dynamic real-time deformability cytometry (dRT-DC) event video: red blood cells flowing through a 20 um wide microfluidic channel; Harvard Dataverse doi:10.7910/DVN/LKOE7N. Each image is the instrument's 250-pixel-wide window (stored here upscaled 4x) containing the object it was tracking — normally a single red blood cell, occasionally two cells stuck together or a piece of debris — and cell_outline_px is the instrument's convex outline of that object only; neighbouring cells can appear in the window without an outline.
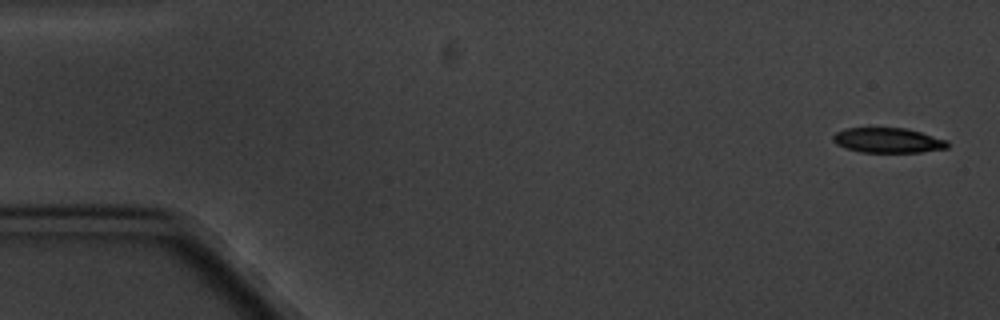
{"species": "common noctule bat (a hibernating species)", "species_latin": "Nyctalus noctula", "temperature_condition": "cold", "stored_images_in_passage": 6, "camera_frame_rate_fps": 3000, "um_per_image_px": 0.085, "animal": {"sex": "male", "body_mass_g": 20.1, "forearm_length_mm": 53.5}, "frame": {"image": 1, "passage_image": 1, "time_ms": 0.0, "image_size_px": [1000, 320], "cell_outline_px": [[948, 148], [920, 152], [860, 152], [836, 144], [832, 140], [832, 136], [836, 132], [844, 128], [904, 128], [920, 132], [948, 140]], "centroid_in_image_um": [75.46, 11.92], "position_along_channel_um": 9.5, "area_um2": 16.59}}
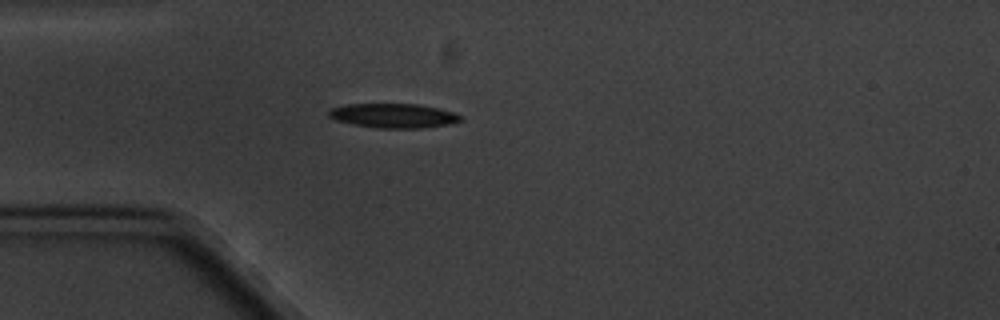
{"frame": {"image": 2, "passage_image": 5, "time_ms": 4.667, "image_size_px": [1000, 320], "cell_outline_px": [[464, 120], [452, 124], [424, 128], [376, 128], [352, 124], [336, 120], [328, 116], [328, 112], [332, 108], [344, 104], [420, 104], [440, 108], [452, 112], [460, 116]], "centroid_in_image_um": [33.47, 9.83], "position_along_channel_um": 51.5, "area_um2": 18.9}}